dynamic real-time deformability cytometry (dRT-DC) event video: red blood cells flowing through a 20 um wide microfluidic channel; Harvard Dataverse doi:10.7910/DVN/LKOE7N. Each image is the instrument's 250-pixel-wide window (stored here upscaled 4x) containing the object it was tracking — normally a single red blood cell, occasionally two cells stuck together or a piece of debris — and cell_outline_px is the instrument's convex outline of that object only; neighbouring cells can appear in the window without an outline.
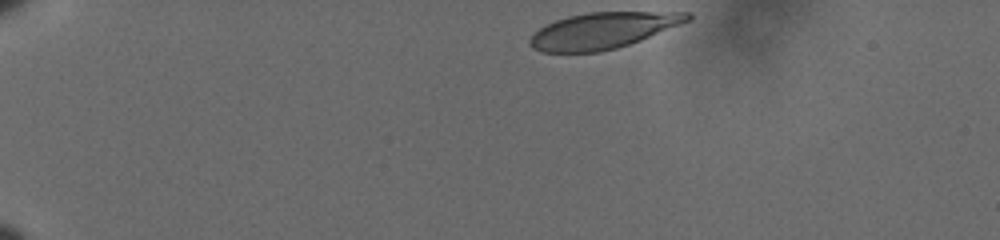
{"species": "human", "species_latin": "Homo sapiens", "temperature_condition": "cold", "stored_images_in_passage": 42, "camera_frame_rate_fps": 3000, "um_per_image_px": 0.085, "donor": {"sex": "male"}, "frame": {"image": 1, "passage_image": 1, "time_ms": 0.0, "image_size_px": [1000, 240], "cell_outline_px": [[692, 20], [640, 40], [616, 48], [600, 52], [540, 52], [532, 48], [528, 44], [528, 40], [540, 28], [556, 20], [568, 16], [588, 12], [692, 12]], "centroid_in_image_um": [51.25, 2.59], "position_along_channel_um": 33.7, "area_um2": 33.12}}
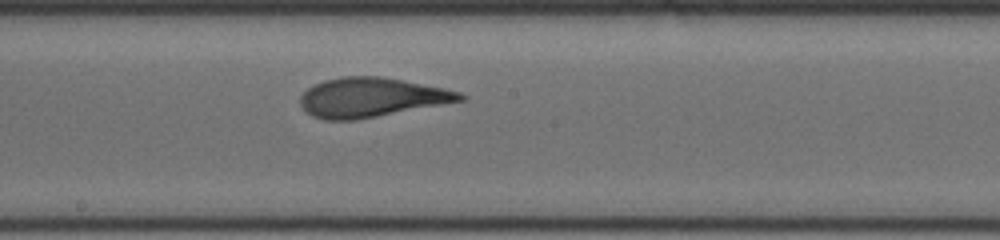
{"frame": {"image": 2, "passage_image": 24, "time_ms": 7.667, "image_size_px": [1000, 240], "cell_outline_px": [[468, 96], [464, 100], [356, 120], [324, 120], [312, 116], [304, 112], [300, 104], [300, 96], [308, 88], [324, 80], [340, 76], [380, 76], [404, 80], [444, 88], [460, 92]], "centroid_in_image_um": [31.54, 8.28], "position_along_channel_um": 216.7, "area_um2": 36.7}}
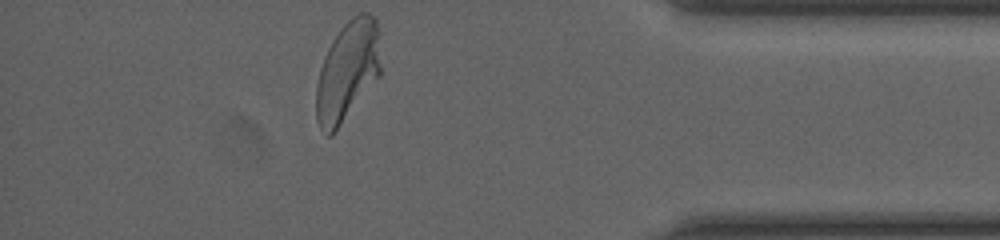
{"frame": {"image": 3, "passage_image": 42, "time_ms": 13.667, "image_size_px": [1000, 240], "cell_outline_px": [[380, 76], [332, 136], [324, 136], [316, 120], [316, 84], [320, 68], [324, 56], [332, 40], [340, 28], [352, 16], [360, 12], [368, 12], [376, 20], [380, 68]], "centroid_in_image_um": [29.5, 6.09], "position_along_channel_um": 405.7, "area_um2": 37.69}, "authors_computed_cell_mechanics": {"area_um2": 36.2695, "velocity_mm_per_s": 3.5873, "shape_relaxation_time_tau1_ms": 4.7092, "shape_relaxation_time_tau2_ms": 0.9486, "deformation_change_tau1": 0.2024, "deformation_change_tau2": 0.0848}}